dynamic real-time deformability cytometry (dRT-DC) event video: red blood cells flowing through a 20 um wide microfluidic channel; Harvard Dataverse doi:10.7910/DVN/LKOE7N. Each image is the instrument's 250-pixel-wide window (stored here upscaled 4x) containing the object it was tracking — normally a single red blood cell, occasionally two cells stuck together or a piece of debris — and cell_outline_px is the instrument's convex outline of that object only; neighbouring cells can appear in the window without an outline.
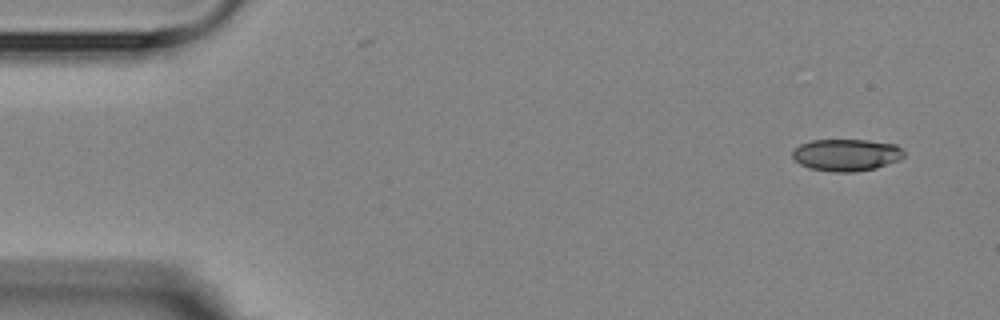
{"species": "Egyptian fruit bat (a non-hibernating species)", "species_latin": "Rousettus aegyptiacus", "temperature_condition": "room temperature", "stored_images_in_passage": 5, "camera_frame_rate_fps": 3000, "um_per_image_px": 0.085, "animal": {"sex": "female"}, "frame": {"image": 1, "passage_image": 1, "time_ms": 0.0, "image_size_px": [1000, 320], "cell_outline_px": [[904, 156], [900, 160], [876, 168], [856, 172], [832, 172], [808, 168], [800, 164], [792, 156], [792, 148], [800, 144], [812, 140], [868, 140], [896, 144], [904, 152]], "centroid_in_image_um": [71.93, 13.17], "position_along_channel_um": 13.1, "area_um2": 21.04}}